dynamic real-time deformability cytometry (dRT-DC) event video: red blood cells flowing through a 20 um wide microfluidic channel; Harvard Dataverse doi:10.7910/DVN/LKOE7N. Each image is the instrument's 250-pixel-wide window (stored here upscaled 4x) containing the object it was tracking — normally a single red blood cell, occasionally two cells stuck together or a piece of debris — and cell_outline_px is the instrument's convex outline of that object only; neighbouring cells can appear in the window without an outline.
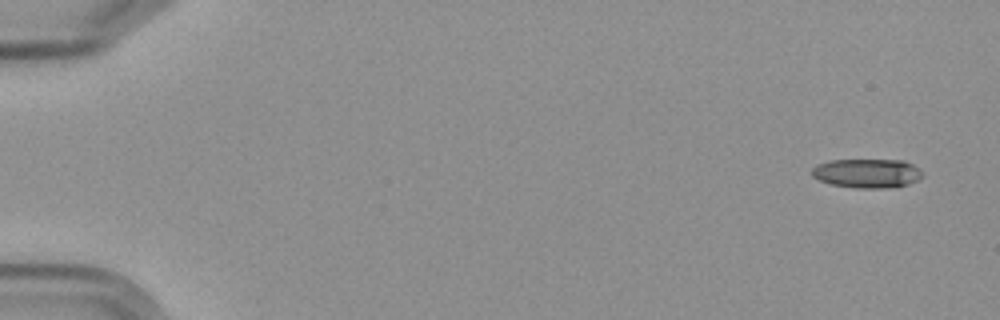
{"species": "Egyptian fruit bat (a non-hibernating species)", "species_latin": "Rousettus aegyptiacus", "temperature_condition": "cold", "stored_images_in_passage": 4, "camera_frame_rate_fps": 3000, "um_per_image_px": 0.085, "frame": {"image": 1, "passage_image": 1, "time_ms": 0.0, "image_size_px": [1000, 320], "cell_outline_px": [[924, 176], [908, 184], [884, 188], [856, 188], [832, 184], [820, 180], [812, 176], [812, 168], [816, 164], [828, 160], [904, 160], [912, 164]], "centroid_in_image_um": [73.66, 14.72], "position_along_channel_um": 11.3, "area_um2": 18.61}}